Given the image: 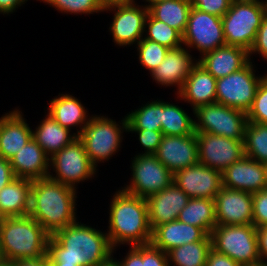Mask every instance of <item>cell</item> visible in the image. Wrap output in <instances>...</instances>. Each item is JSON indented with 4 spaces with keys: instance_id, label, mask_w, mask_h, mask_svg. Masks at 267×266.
Wrapping results in <instances>:
<instances>
[{
    "instance_id": "obj_1",
    "label": "cell",
    "mask_w": 267,
    "mask_h": 266,
    "mask_svg": "<svg viewBox=\"0 0 267 266\" xmlns=\"http://www.w3.org/2000/svg\"><path fill=\"white\" fill-rule=\"evenodd\" d=\"M107 233L77 220L50 236L48 264L98 266L113 256Z\"/></svg>"
},
{
    "instance_id": "obj_2",
    "label": "cell",
    "mask_w": 267,
    "mask_h": 266,
    "mask_svg": "<svg viewBox=\"0 0 267 266\" xmlns=\"http://www.w3.org/2000/svg\"><path fill=\"white\" fill-rule=\"evenodd\" d=\"M76 190L49 177L32 181L30 212L51 236L76 221Z\"/></svg>"
},
{
    "instance_id": "obj_3",
    "label": "cell",
    "mask_w": 267,
    "mask_h": 266,
    "mask_svg": "<svg viewBox=\"0 0 267 266\" xmlns=\"http://www.w3.org/2000/svg\"><path fill=\"white\" fill-rule=\"evenodd\" d=\"M109 207L107 235L113 250L125 243L131 247L151 243L152 228L146 199L119 190Z\"/></svg>"
},
{
    "instance_id": "obj_4",
    "label": "cell",
    "mask_w": 267,
    "mask_h": 266,
    "mask_svg": "<svg viewBox=\"0 0 267 266\" xmlns=\"http://www.w3.org/2000/svg\"><path fill=\"white\" fill-rule=\"evenodd\" d=\"M50 234L31 216L7 217L0 228V245L5 259H39L47 255Z\"/></svg>"
},
{
    "instance_id": "obj_5",
    "label": "cell",
    "mask_w": 267,
    "mask_h": 266,
    "mask_svg": "<svg viewBox=\"0 0 267 266\" xmlns=\"http://www.w3.org/2000/svg\"><path fill=\"white\" fill-rule=\"evenodd\" d=\"M265 15L263 0H232L229 10L221 17L226 45L249 52Z\"/></svg>"
},
{
    "instance_id": "obj_6",
    "label": "cell",
    "mask_w": 267,
    "mask_h": 266,
    "mask_svg": "<svg viewBox=\"0 0 267 266\" xmlns=\"http://www.w3.org/2000/svg\"><path fill=\"white\" fill-rule=\"evenodd\" d=\"M212 249L241 266H261L257 229L248 225H216L211 234Z\"/></svg>"
},
{
    "instance_id": "obj_7",
    "label": "cell",
    "mask_w": 267,
    "mask_h": 266,
    "mask_svg": "<svg viewBox=\"0 0 267 266\" xmlns=\"http://www.w3.org/2000/svg\"><path fill=\"white\" fill-rule=\"evenodd\" d=\"M121 122L120 126L115 120L95 115L78 135L90 161L96 167L97 163L108 161L121 147L122 133L127 131L126 116Z\"/></svg>"
},
{
    "instance_id": "obj_8",
    "label": "cell",
    "mask_w": 267,
    "mask_h": 266,
    "mask_svg": "<svg viewBox=\"0 0 267 266\" xmlns=\"http://www.w3.org/2000/svg\"><path fill=\"white\" fill-rule=\"evenodd\" d=\"M194 115L198 118L195 120V132L245 140L248 120L246 112L242 110L215 102L198 107Z\"/></svg>"
},
{
    "instance_id": "obj_9",
    "label": "cell",
    "mask_w": 267,
    "mask_h": 266,
    "mask_svg": "<svg viewBox=\"0 0 267 266\" xmlns=\"http://www.w3.org/2000/svg\"><path fill=\"white\" fill-rule=\"evenodd\" d=\"M50 166L56 173L49 174V178L66 186L74 188L96 174V166L90 161L83 142L79 137L50 157Z\"/></svg>"
},
{
    "instance_id": "obj_10",
    "label": "cell",
    "mask_w": 267,
    "mask_h": 266,
    "mask_svg": "<svg viewBox=\"0 0 267 266\" xmlns=\"http://www.w3.org/2000/svg\"><path fill=\"white\" fill-rule=\"evenodd\" d=\"M251 60L240 70L216 81V102L247 113L263 76H256Z\"/></svg>"
},
{
    "instance_id": "obj_11",
    "label": "cell",
    "mask_w": 267,
    "mask_h": 266,
    "mask_svg": "<svg viewBox=\"0 0 267 266\" xmlns=\"http://www.w3.org/2000/svg\"><path fill=\"white\" fill-rule=\"evenodd\" d=\"M133 158L131 182L123 191L147 199L173 183L174 174L154 154L139 153Z\"/></svg>"
},
{
    "instance_id": "obj_12",
    "label": "cell",
    "mask_w": 267,
    "mask_h": 266,
    "mask_svg": "<svg viewBox=\"0 0 267 266\" xmlns=\"http://www.w3.org/2000/svg\"><path fill=\"white\" fill-rule=\"evenodd\" d=\"M182 42L187 48H196L201 56L226 45L221 17L192 7Z\"/></svg>"
},
{
    "instance_id": "obj_13",
    "label": "cell",
    "mask_w": 267,
    "mask_h": 266,
    "mask_svg": "<svg viewBox=\"0 0 267 266\" xmlns=\"http://www.w3.org/2000/svg\"><path fill=\"white\" fill-rule=\"evenodd\" d=\"M199 163L223 172L245 156L244 141L195 132Z\"/></svg>"
},
{
    "instance_id": "obj_14",
    "label": "cell",
    "mask_w": 267,
    "mask_h": 266,
    "mask_svg": "<svg viewBox=\"0 0 267 266\" xmlns=\"http://www.w3.org/2000/svg\"><path fill=\"white\" fill-rule=\"evenodd\" d=\"M104 11H115L109 29L118 46L138 43L145 35V21L149 13L146 5L139 6L135 1L112 4L105 6Z\"/></svg>"
},
{
    "instance_id": "obj_15",
    "label": "cell",
    "mask_w": 267,
    "mask_h": 266,
    "mask_svg": "<svg viewBox=\"0 0 267 266\" xmlns=\"http://www.w3.org/2000/svg\"><path fill=\"white\" fill-rule=\"evenodd\" d=\"M173 182L190 198L214 200L223 188L222 172L200 163L175 172Z\"/></svg>"
},
{
    "instance_id": "obj_16",
    "label": "cell",
    "mask_w": 267,
    "mask_h": 266,
    "mask_svg": "<svg viewBox=\"0 0 267 266\" xmlns=\"http://www.w3.org/2000/svg\"><path fill=\"white\" fill-rule=\"evenodd\" d=\"M214 202L217 225L253 224L251 193L223 186Z\"/></svg>"
},
{
    "instance_id": "obj_17",
    "label": "cell",
    "mask_w": 267,
    "mask_h": 266,
    "mask_svg": "<svg viewBox=\"0 0 267 266\" xmlns=\"http://www.w3.org/2000/svg\"><path fill=\"white\" fill-rule=\"evenodd\" d=\"M154 155L173 174L181 169L198 164L196 135H163Z\"/></svg>"
},
{
    "instance_id": "obj_18",
    "label": "cell",
    "mask_w": 267,
    "mask_h": 266,
    "mask_svg": "<svg viewBox=\"0 0 267 266\" xmlns=\"http://www.w3.org/2000/svg\"><path fill=\"white\" fill-rule=\"evenodd\" d=\"M223 186L251 194L267 188V168L247 156L234 162L222 172Z\"/></svg>"
},
{
    "instance_id": "obj_19",
    "label": "cell",
    "mask_w": 267,
    "mask_h": 266,
    "mask_svg": "<svg viewBox=\"0 0 267 266\" xmlns=\"http://www.w3.org/2000/svg\"><path fill=\"white\" fill-rule=\"evenodd\" d=\"M189 199L190 197L174 182L148 197L146 201L152 230L156 226L177 220L180 211L187 205Z\"/></svg>"
},
{
    "instance_id": "obj_20",
    "label": "cell",
    "mask_w": 267,
    "mask_h": 266,
    "mask_svg": "<svg viewBox=\"0 0 267 266\" xmlns=\"http://www.w3.org/2000/svg\"><path fill=\"white\" fill-rule=\"evenodd\" d=\"M192 55L184 47L169 49L161 64L150 74L152 79L161 86H176L177 93L181 90L193 66L198 62L193 61Z\"/></svg>"
},
{
    "instance_id": "obj_21",
    "label": "cell",
    "mask_w": 267,
    "mask_h": 266,
    "mask_svg": "<svg viewBox=\"0 0 267 266\" xmlns=\"http://www.w3.org/2000/svg\"><path fill=\"white\" fill-rule=\"evenodd\" d=\"M32 131L20 110L3 115L0 118V157L10 160L32 139Z\"/></svg>"
},
{
    "instance_id": "obj_22",
    "label": "cell",
    "mask_w": 267,
    "mask_h": 266,
    "mask_svg": "<svg viewBox=\"0 0 267 266\" xmlns=\"http://www.w3.org/2000/svg\"><path fill=\"white\" fill-rule=\"evenodd\" d=\"M216 81L217 79L197 62L177 93L179 100L191 104L193 113L200 106L215 103Z\"/></svg>"
},
{
    "instance_id": "obj_23",
    "label": "cell",
    "mask_w": 267,
    "mask_h": 266,
    "mask_svg": "<svg viewBox=\"0 0 267 266\" xmlns=\"http://www.w3.org/2000/svg\"><path fill=\"white\" fill-rule=\"evenodd\" d=\"M9 161L16 178L33 181L46 178L51 173L50 157L33 138Z\"/></svg>"
},
{
    "instance_id": "obj_24",
    "label": "cell",
    "mask_w": 267,
    "mask_h": 266,
    "mask_svg": "<svg viewBox=\"0 0 267 266\" xmlns=\"http://www.w3.org/2000/svg\"><path fill=\"white\" fill-rule=\"evenodd\" d=\"M200 57L198 63L216 79L240 70L251 60L246 49L231 45H224Z\"/></svg>"
},
{
    "instance_id": "obj_25",
    "label": "cell",
    "mask_w": 267,
    "mask_h": 266,
    "mask_svg": "<svg viewBox=\"0 0 267 266\" xmlns=\"http://www.w3.org/2000/svg\"><path fill=\"white\" fill-rule=\"evenodd\" d=\"M207 234L199 227L171 221L152 230L151 244L164 252L184 244L201 241Z\"/></svg>"
},
{
    "instance_id": "obj_26",
    "label": "cell",
    "mask_w": 267,
    "mask_h": 266,
    "mask_svg": "<svg viewBox=\"0 0 267 266\" xmlns=\"http://www.w3.org/2000/svg\"><path fill=\"white\" fill-rule=\"evenodd\" d=\"M47 108L48 114L61 126L71 129L72 126L78 127L79 125L80 130H77V136L91 119L81 102L70 94H59V97L50 101Z\"/></svg>"
},
{
    "instance_id": "obj_27",
    "label": "cell",
    "mask_w": 267,
    "mask_h": 266,
    "mask_svg": "<svg viewBox=\"0 0 267 266\" xmlns=\"http://www.w3.org/2000/svg\"><path fill=\"white\" fill-rule=\"evenodd\" d=\"M32 180L13 179L0 191V208L6 217H24L30 212Z\"/></svg>"
},
{
    "instance_id": "obj_28",
    "label": "cell",
    "mask_w": 267,
    "mask_h": 266,
    "mask_svg": "<svg viewBox=\"0 0 267 266\" xmlns=\"http://www.w3.org/2000/svg\"><path fill=\"white\" fill-rule=\"evenodd\" d=\"M70 132V129L61 126L47 114L35 131H32V138L49 157H52L78 137L76 133L72 135Z\"/></svg>"
},
{
    "instance_id": "obj_29",
    "label": "cell",
    "mask_w": 267,
    "mask_h": 266,
    "mask_svg": "<svg viewBox=\"0 0 267 266\" xmlns=\"http://www.w3.org/2000/svg\"><path fill=\"white\" fill-rule=\"evenodd\" d=\"M178 221L197 226L207 235L217 225L215 202L207 198H190L187 205L180 211Z\"/></svg>"
},
{
    "instance_id": "obj_30",
    "label": "cell",
    "mask_w": 267,
    "mask_h": 266,
    "mask_svg": "<svg viewBox=\"0 0 267 266\" xmlns=\"http://www.w3.org/2000/svg\"><path fill=\"white\" fill-rule=\"evenodd\" d=\"M191 8L190 0H167L152 4L148 9L155 19L168 24L183 35Z\"/></svg>"
},
{
    "instance_id": "obj_31",
    "label": "cell",
    "mask_w": 267,
    "mask_h": 266,
    "mask_svg": "<svg viewBox=\"0 0 267 266\" xmlns=\"http://www.w3.org/2000/svg\"><path fill=\"white\" fill-rule=\"evenodd\" d=\"M211 249V237L206 235L201 241L184 244L166 252L168 266H205Z\"/></svg>"
},
{
    "instance_id": "obj_32",
    "label": "cell",
    "mask_w": 267,
    "mask_h": 266,
    "mask_svg": "<svg viewBox=\"0 0 267 266\" xmlns=\"http://www.w3.org/2000/svg\"><path fill=\"white\" fill-rule=\"evenodd\" d=\"M161 131L167 136L195 134V119L178 105L162 100Z\"/></svg>"
},
{
    "instance_id": "obj_33",
    "label": "cell",
    "mask_w": 267,
    "mask_h": 266,
    "mask_svg": "<svg viewBox=\"0 0 267 266\" xmlns=\"http://www.w3.org/2000/svg\"><path fill=\"white\" fill-rule=\"evenodd\" d=\"M127 129L161 130L162 100L147 102L127 114Z\"/></svg>"
},
{
    "instance_id": "obj_34",
    "label": "cell",
    "mask_w": 267,
    "mask_h": 266,
    "mask_svg": "<svg viewBox=\"0 0 267 266\" xmlns=\"http://www.w3.org/2000/svg\"><path fill=\"white\" fill-rule=\"evenodd\" d=\"M245 156L267 163V124L248 122L244 140Z\"/></svg>"
},
{
    "instance_id": "obj_35",
    "label": "cell",
    "mask_w": 267,
    "mask_h": 266,
    "mask_svg": "<svg viewBox=\"0 0 267 266\" xmlns=\"http://www.w3.org/2000/svg\"><path fill=\"white\" fill-rule=\"evenodd\" d=\"M148 27V28H147ZM145 39L155 41L168 49H176L183 46L182 35L168 24L155 19L148 13L145 21ZM148 30V31H147Z\"/></svg>"
},
{
    "instance_id": "obj_36",
    "label": "cell",
    "mask_w": 267,
    "mask_h": 266,
    "mask_svg": "<svg viewBox=\"0 0 267 266\" xmlns=\"http://www.w3.org/2000/svg\"><path fill=\"white\" fill-rule=\"evenodd\" d=\"M136 44L139 53V61L150 73L161 64L169 50L167 47L145 38H142Z\"/></svg>"
},
{
    "instance_id": "obj_37",
    "label": "cell",
    "mask_w": 267,
    "mask_h": 266,
    "mask_svg": "<svg viewBox=\"0 0 267 266\" xmlns=\"http://www.w3.org/2000/svg\"><path fill=\"white\" fill-rule=\"evenodd\" d=\"M54 7L59 12L70 14H93L104 12V6L99 0H41Z\"/></svg>"
},
{
    "instance_id": "obj_38",
    "label": "cell",
    "mask_w": 267,
    "mask_h": 266,
    "mask_svg": "<svg viewBox=\"0 0 267 266\" xmlns=\"http://www.w3.org/2000/svg\"><path fill=\"white\" fill-rule=\"evenodd\" d=\"M248 122L267 124V80L258 85L252 106L246 113Z\"/></svg>"
},
{
    "instance_id": "obj_39",
    "label": "cell",
    "mask_w": 267,
    "mask_h": 266,
    "mask_svg": "<svg viewBox=\"0 0 267 266\" xmlns=\"http://www.w3.org/2000/svg\"><path fill=\"white\" fill-rule=\"evenodd\" d=\"M253 225L267 227V188L252 194Z\"/></svg>"
},
{
    "instance_id": "obj_40",
    "label": "cell",
    "mask_w": 267,
    "mask_h": 266,
    "mask_svg": "<svg viewBox=\"0 0 267 266\" xmlns=\"http://www.w3.org/2000/svg\"><path fill=\"white\" fill-rule=\"evenodd\" d=\"M127 132L138 133L140 144L146 149L144 153L142 152L141 154L146 155L155 154L163 137L161 130L127 129Z\"/></svg>"
},
{
    "instance_id": "obj_41",
    "label": "cell",
    "mask_w": 267,
    "mask_h": 266,
    "mask_svg": "<svg viewBox=\"0 0 267 266\" xmlns=\"http://www.w3.org/2000/svg\"><path fill=\"white\" fill-rule=\"evenodd\" d=\"M232 0H190L192 7L218 17H223L229 10Z\"/></svg>"
},
{
    "instance_id": "obj_42",
    "label": "cell",
    "mask_w": 267,
    "mask_h": 266,
    "mask_svg": "<svg viewBox=\"0 0 267 266\" xmlns=\"http://www.w3.org/2000/svg\"><path fill=\"white\" fill-rule=\"evenodd\" d=\"M143 266H168L167 253L151 243L143 245Z\"/></svg>"
},
{
    "instance_id": "obj_43",
    "label": "cell",
    "mask_w": 267,
    "mask_h": 266,
    "mask_svg": "<svg viewBox=\"0 0 267 266\" xmlns=\"http://www.w3.org/2000/svg\"><path fill=\"white\" fill-rule=\"evenodd\" d=\"M255 53H258L267 61V14L262 19L255 41L249 51V57Z\"/></svg>"
},
{
    "instance_id": "obj_44",
    "label": "cell",
    "mask_w": 267,
    "mask_h": 266,
    "mask_svg": "<svg viewBox=\"0 0 267 266\" xmlns=\"http://www.w3.org/2000/svg\"><path fill=\"white\" fill-rule=\"evenodd\" d=\"M116 261L119 266H143V245L130 247L125 259Z\"/></svg>"
},
{
    "instance_id": "obj_45",
    "label": "cell",
    "mask_w": 267,
    "mask_h": 266,
    "mask_svg": "<svg viewBox=\"0 0 267 266\" xmlns=\"http://www.w3.org/2000/svg\"><path fill=\"white\" fill-rule=\"evenodd\" d=\"M205 266H241L227 255L216 252L211 249L208 253Z\"/></svg>"
},
{
    "instance_id": "obj_46",
    "label": "cell",
    "mask_w": 267,
    "mask_h": 266,
    "mask_svg": "<svg viewBox=\"0 0 267 266\" xmlns=\"http://www.w3.org/2000/svg\"><path fill=\"white\" fill-rule=\"evenodd\" d=\"M258 252L263 266H267V227H257Z\"/></svg>"
},
{
    "instance_id": "obj_47",
    "label": "cell",
    "mask_w": 267,
    "mask_h": 266,
    "mask_svg": "<svg viewBox=\"0 0 267 266\" xmlns=\"http://www.w3.org/2000/svg\"><path fill=\"white\" fill-rule=\"evenodd\" d=\"M13 179H15V175L12 171L10 161L0 157V191Z\"/></svg>"
},
{
    "instance_id": "obj_48",
    "label": "cell",
    "mask_w": 267,
    "mask_h": 266,
    "mask_svg": "<svg viewBox=\"0 0 267 266\" xmlns=\"http://www.w3.org/2000/svg\"><path fill=\"white\" fill-rule=\"evenodd\" d=\"M26 1L28 0H0V13L9 15Z\"/></svg>"
},
{
    "instance_id": "obj_49",
    "label": "cell",
    "mask_w": 267,
    "mask_h": 266,
    "mask_svg": "<svg viewBox=\"0 0 267 266\" xmlns=\"http://www.w3.org/2000/svg\"><path fill=\"white\" fill-rule=\"evenodd\" d=\"M12 263L13 266H49L47 256L39 259L18 260Z\"/></svg>"
},
{
    "instance_id": "obj_50",
    "label": "cell",
    "mask_w": 267,
    "mask_h": 266,
    "mask_svg": "<svg viewBox=\"0 0 267 266\" xmlns=\"http://www.w3.org/2000/svg\"><path fill=\"white\" fill-rule=\"evenodd\" d=\"M102 5L108 6V5H112V4H120V3H131L134 2V0H99Z\"/></svg>"
},
{
    "instance_id": "obj_51",
    "label": "cell",
    "mask_w": 267,
    "mask_h": 266,
    "mask_svg": "<svg viewBox=\"0 0 267 266\" xmlns=\"http://www.w3.org/2000/svg\"><path fill=\"white\" fill-rule=\"evenodd\" d=\"M98 266H119L118 262L115 260V258L111 257L109 260L106 262L102 263L101 265Z\"/></svg>"
},
{
    "instance_id": "obj_52",
    "label": "cell",
    "mask_w": 267,
    "mask_h": 266,
    "mask_svg": "<svg viewBox=\"0 0 267 266\" xmlns=\"http://www.w3.org/2000/svg\"><path fill=\"white\" fill-rule=\"evenodd\" d=\"M5 262H7V260L5 259L2 247L0 245V266L3 265Z\"/></svg>"
},
{
    "instance_id": "obj_53",
    "label": "cell",
    "mask_w": 267,
    "mask_h": 266,
    "mask_svg": "<svg viewBox=\"0 0 267 266\" xmlns=\"http://www.w3.org/2000/svg\"><path fill=\"white\" fill-rule=\"evenodd\" d=\"M6 218H7L6 215L2 212V210L0 208V228L3 225V223L5 222Z\"/></svg>"
},
{
    "instance_id": "obj_54",
    "label": "cell",
    "mask_w": 267,
    "mask_h": 266,
    "mask_svg": "<svg viewBox=\"0 0 267 266\" xmlns=\"http://www.w3.org/2000/svg\"><path fill=\"white\" fill-rule=\"evenodd\" d=\"M162 1H167V0H145V2H148L149 5L146 4V6L149 8L152 4L159 3Z\"/></svg>"
},
{
    "instance_id": "obj_55",
    "label": "cell",
    "mask_w": 267,
    "mask_h": 266,
    "mask_svg": "<svg viewBox=\"0 0 267 266\" xmlns=\"http://www.w3.org/2000/svg\"><path fill=\"white\" fill-rule=\"evenodd\" d=\"M49 266H77V265L49 264Z\"/></svg>"
},
{
    "instance_id": "obj_56",
    "label": "cell",
    "mask_w": 267,
    "mask_h": 266,
    "mask_svg": "<svg viewBox=\"0 0 267 266\" xmlns=\"http://www.w3.org/2000/svg\"><path fill=\"white\" fill-rule=\"evenodd\" d=\"M1 266H13V263L12 262H10V261H7V262H5L3 265H1Z\"/></svg>"
},
{
    "instance_id": "obj_57",
    "label": "cell",
    "mask_w": 267,
    "mask_h": 266,
    "mask_svg": "<svg viewBox=\"0 0 267 266\" xmlns=\"http://www.w3.org/2000/svg\"><path fill=\"white\" fill-rule=\"evenodd\" d=\"M265 5H266V14H267V0H265Z\"/></svg>"
},
{
    "instance_id": "obj_58",
    "label": "cell",
    "mask_w": 267,
    "mask_h": 266,
    "mask_svg": "<svg viewBox=\"0 0 267 266\" xmlns=\"http://www.w3.org/2000/svg\"><path fill=\"white\" fill-rule=\"evenodd\" d=\"M263 78H264L265 80H267V74H266L265 76H263Z\"/></svg>"
}]
</instances>
